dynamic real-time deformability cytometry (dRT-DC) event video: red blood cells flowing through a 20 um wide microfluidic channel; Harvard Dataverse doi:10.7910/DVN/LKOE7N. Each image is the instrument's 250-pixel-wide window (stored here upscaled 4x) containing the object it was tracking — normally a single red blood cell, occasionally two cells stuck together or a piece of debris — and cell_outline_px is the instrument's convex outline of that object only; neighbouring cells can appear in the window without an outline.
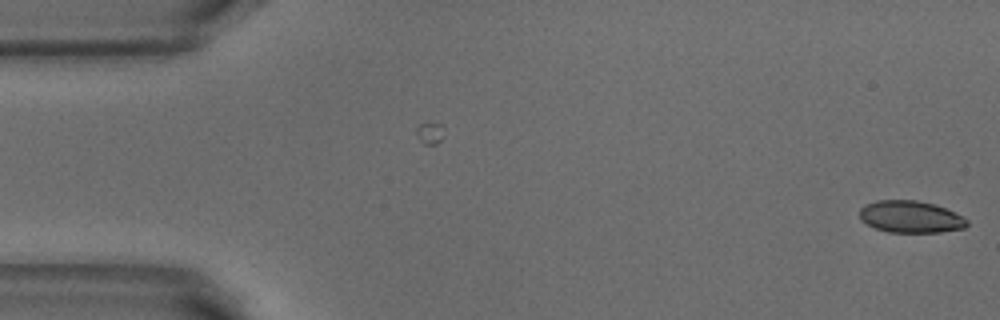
{"species": "common noctule bat (a hibernating species)", "species_latin": "Nyctalus noctula", "temperature_condition": "warm", "stored_images_in_passage": 5, "camera_frame_rate_fps": 3000, "um_per_image_px": 0.085, "animal": {"sex": "male", "body_mass_g": 18.8}, "frame": {"image": 1, "passage_image": 5, "time_ms": 1.333, "image_size_px": [1000, 320], "cell_outline_px": [[968, 224], [964, 228], [940, 232], [888, 232], [876, 228], [860, 220], [860, 208], [876, 200], [916, 200], [936, 204], [964, 216], [968, 220]], "centroid_in_image_um": [77.43, 18.42], "position_along_channel_um": 7.6, "area_um2": 20.06}}